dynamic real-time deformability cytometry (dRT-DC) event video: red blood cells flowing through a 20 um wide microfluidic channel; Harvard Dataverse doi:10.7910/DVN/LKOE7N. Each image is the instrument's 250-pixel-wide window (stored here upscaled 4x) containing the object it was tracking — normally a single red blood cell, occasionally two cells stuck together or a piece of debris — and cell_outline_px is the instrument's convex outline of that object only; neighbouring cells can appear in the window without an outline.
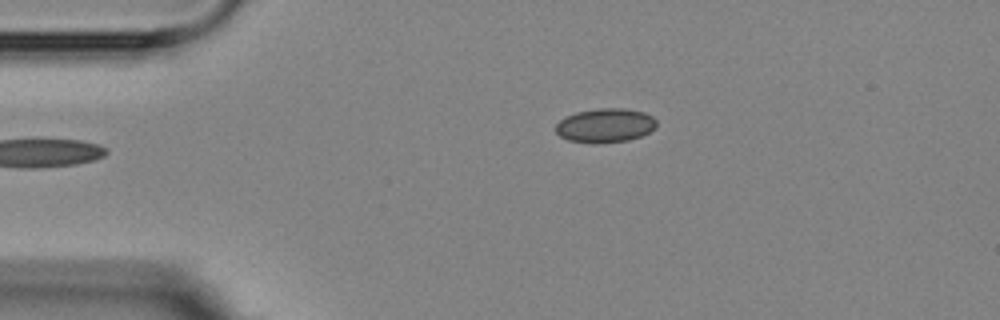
{"species": "Egyptian fruit bat (a non-hibernating species)", "species_latin": "Rousettus aegyptiacus", "temperature_condition": "room temperature", "stored_images_in_passage": 3, "camera_frame_rate_fps": 3000, "um_per_image_px": 0.085, "animal": {"sex": "female"}, "frame": {"image": 1, "passage_image": 3, "time_ms": 3.0, "image_size_px": [1000, 320], "cell_outline_px": [[656, 128], [640, 136], [628, 140], [592, 144], [568, 140], [560, 136], [556, 132], [556, 124], [564, 116], [576, 112], [596, 108], [624, 108], [644, 112], [652, 116], [656, 120]], "centroid_in_image_um": [51.42, 10.66], "position_along_channel_um": 33.6, "area_um2": 20.17}}